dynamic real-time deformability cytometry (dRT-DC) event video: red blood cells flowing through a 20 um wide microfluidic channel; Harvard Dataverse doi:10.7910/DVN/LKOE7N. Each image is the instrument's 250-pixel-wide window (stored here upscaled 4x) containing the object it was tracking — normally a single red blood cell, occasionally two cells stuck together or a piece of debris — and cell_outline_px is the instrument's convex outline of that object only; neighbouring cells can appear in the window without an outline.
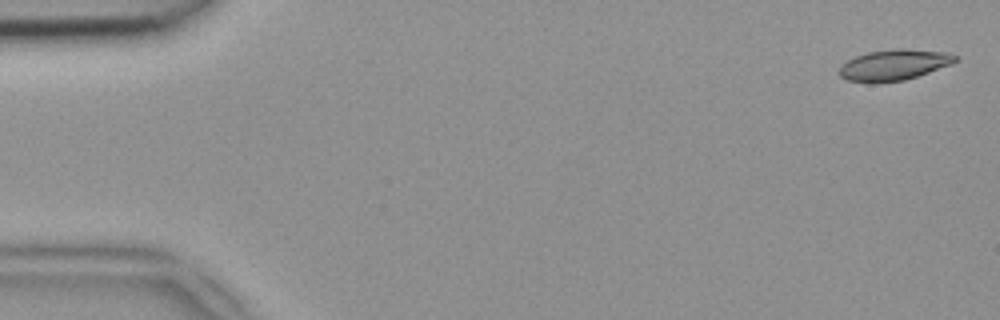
{"species": "common noctule bat (a hibernating species)", "species_latin": "Nyctalus noctula", "temperature_condition": "room temperature", "stored_images_in_passage": 13, "camera_frame_rate_fps": 3000, "um_per_image_px": 0.085, "animal": {"sex": "female", "body_mass_g": 18.4}, "frame": {"image": 1, "passage_image": 2, "time_ms": 0.333, "image_size_px": [1000, 320], "cell_outline_px": [[956, 60], [952, 64], [904, 80], [872, 84], [848, 80], [840, 76], [840, 68], [848, 60], [856, 56], [868, 52], [896, 48], [900, 48], [944, 52], [956, 56]], "centroid_in_image_um": [75.96, 5.53], "position_along_channel_um": 9.0, "area_um2": 20.63}}